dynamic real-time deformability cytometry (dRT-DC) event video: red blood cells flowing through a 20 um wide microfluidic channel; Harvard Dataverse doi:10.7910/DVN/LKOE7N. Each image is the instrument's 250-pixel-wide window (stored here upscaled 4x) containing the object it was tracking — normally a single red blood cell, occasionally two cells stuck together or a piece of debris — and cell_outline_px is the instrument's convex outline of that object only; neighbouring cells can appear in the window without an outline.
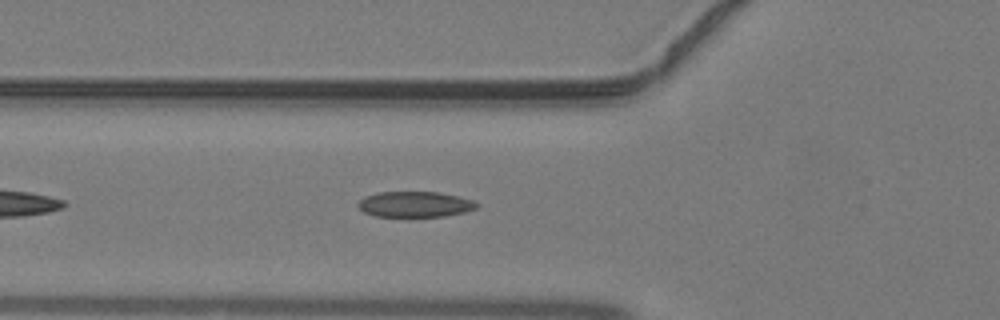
{"species": "common noctule bat (a hibernating species)", "species_latin": "Nyctalus noctula", "temperature_condition": "warm", "stored_images_in_passage": 27, "camera_frame_rate_fps": 3000, "um_per_image_px": 0.085, "animal": {"sex": "male", "body_mass_g": 19.2, "forearm_length_mm": 51.8}, "frame": {"image": 1, "passage_image": 5, "time_ms": 1.333, "image_size_px": [1000, 320], "cell_outline_px": [[480, 204], [476, 208], [464, 212], [444, 216], [376, 216], [364, 212], [356, 204], [364, 196], [380, 192], [440, 192], [472, 200]], "centroid_in_image_um": [35.26, 17.36], "position_along_channel_um": 90.5, "area_um2": 17.57}}
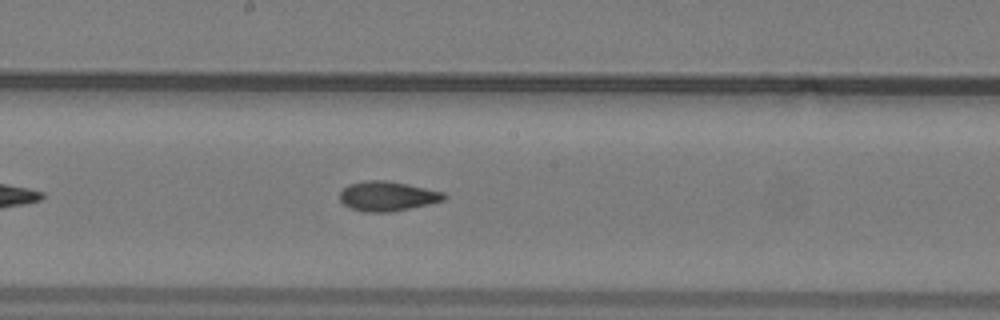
{"frame": {"image": 2, "passage_image": 13, "time_ms": 4.0, "image_size_px": [1000, 320], "cell_outline_px": [[448, 196], [444, 200], [428, 204], [388, 212], [364, 212], [348, 208], [340, 200], [340, 192], [348, 184], [364, 180], [384, 180], [408, 184], [444, 192]], "centroid_in_image_um": [32.9, 16.67], "position_along_channel_um": 215.3, "area_um2": 18.03}}
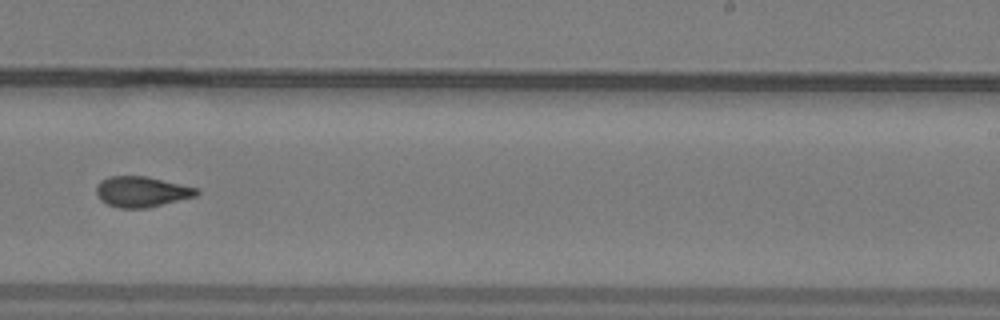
{"frame": {"image": 3, "passage_image": 17, "time_ms": 5.333, "image_size_px": [1000, 320], "cell_outline_px": [[200, 192], [196, 196], [148, 208], [120, 208], [108, 204], [100, 200], [96, 192], [96, 188], [100, 180], [108, 176], [148, 176], [200, 188]], "centroid_in_image_um": [12.07, 16.28], "position_along_channel_um": 276.9, "area_um2": 18.09}}